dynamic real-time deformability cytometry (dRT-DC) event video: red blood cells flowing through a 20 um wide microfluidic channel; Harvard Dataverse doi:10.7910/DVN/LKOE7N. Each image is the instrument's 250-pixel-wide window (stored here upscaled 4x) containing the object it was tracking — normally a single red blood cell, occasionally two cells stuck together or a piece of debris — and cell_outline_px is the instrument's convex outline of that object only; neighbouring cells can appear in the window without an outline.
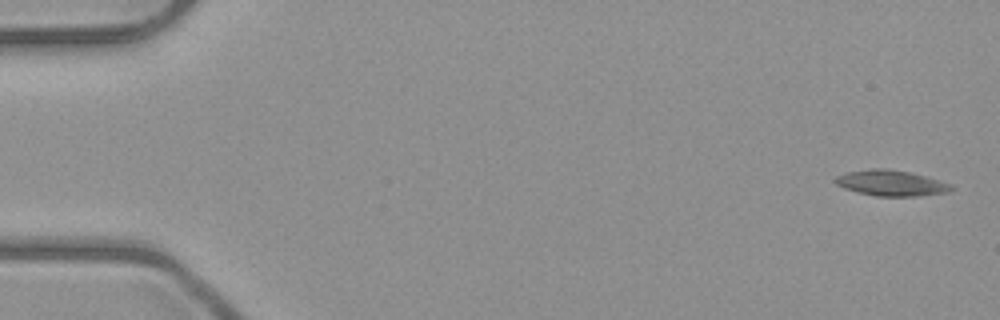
{"species": "common noctule bat (a hibernating species)", "species_latin": "Nyctalus noctula", "temperature_condition": "room temperature", "stored_images_in_passage": 4, "camera_frame_rate_fps": 3000, "um_per_image_px": 0.085, "animal": {"sex": "male", "body_mass_g": 23.1, "forearm_length_mm": 52.7}, "frame": {"image": 1, "passage_image": 1, "time_ms": 0.0, "image_size_px": [1000, 320], "cell_outline_px": [[956, 188], [948, 192], [920, 196], [876, 196], [844, 188], [836, 184], [832, 180], [836, 176], [848, 172], [872, 168], [888, 168], [908, 172], [924, 176], [952, 184]], "centroid_in_image_um": [75.75, 15.56], "position_along_channel_um": 9.2, "area_um2": 17.34}}
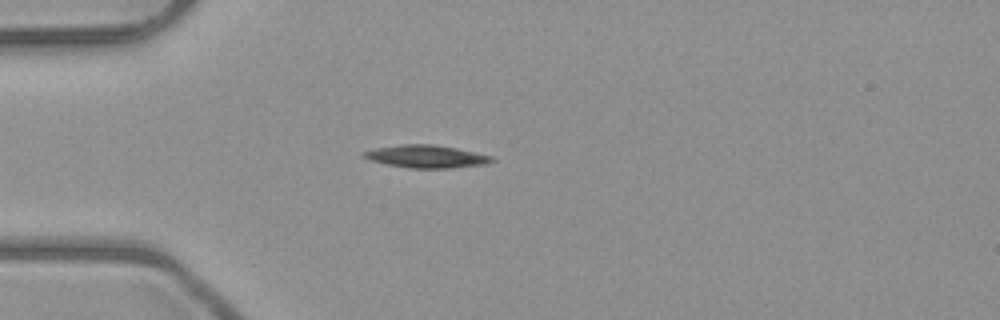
{"frame": {"image": 2, "passage_image": 4, "time_ms": 4.333, "image_size_px": [1000, 320], "cell_outline_px": [[496, 160], [484, 164], [452, 168], [412, 168], [388, 164], [372, 160], [364, 156], [364, 152], [376, 148], [400, 144], [432, 144], [456, 148], [492, 156]], "centroid_in_image_um": [36.29, 13.29], "position_along_channel_um": 48.7, "area_um2": 16.59}}